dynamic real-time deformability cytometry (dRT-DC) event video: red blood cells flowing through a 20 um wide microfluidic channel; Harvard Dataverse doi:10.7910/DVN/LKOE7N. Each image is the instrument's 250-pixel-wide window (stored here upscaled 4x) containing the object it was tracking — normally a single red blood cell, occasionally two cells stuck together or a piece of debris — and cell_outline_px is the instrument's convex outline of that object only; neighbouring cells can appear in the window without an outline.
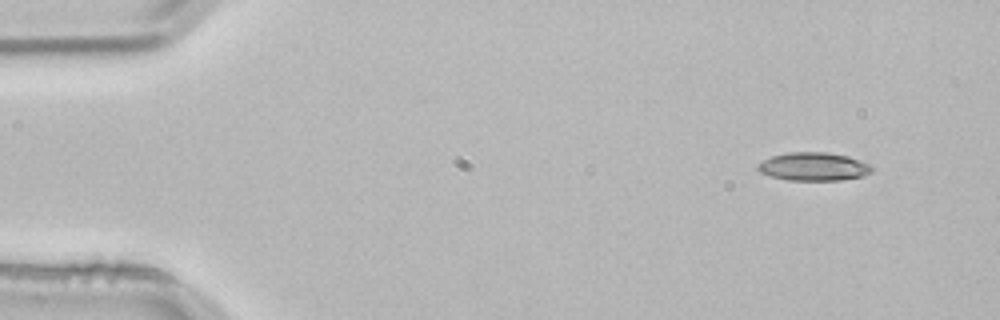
{"species": "common noctule bat (a hibernating species)", "species_latin": "Nyctalus noctula", "temperature_condition": "room temperature", "stored_images_in_passage": 3, "camera_frame_rate_fps": 3000, "um_per_image_px": 0.085, "animal": {"sex": "male", "body_mass_g": 21.5, "forearm_length_mm": 52.0}, "frame": {"image": 1, "passage_image": 1, "time_ms": 0.0, "image_size_px": [1000, 320], "cell_outline_px": [[876, 168], [872, 172], [864, 176], [840, 180], [788, 180], [772, 176], [760, 172], [756, 168], [756, 164], [772, 156], [788, 152], [824, 152], [848, 156], [872, 164]], "centroid_in_image_um": [69.21, 14.16], "position_along_channel_um": 15.8, "area_um2": 18.96}}
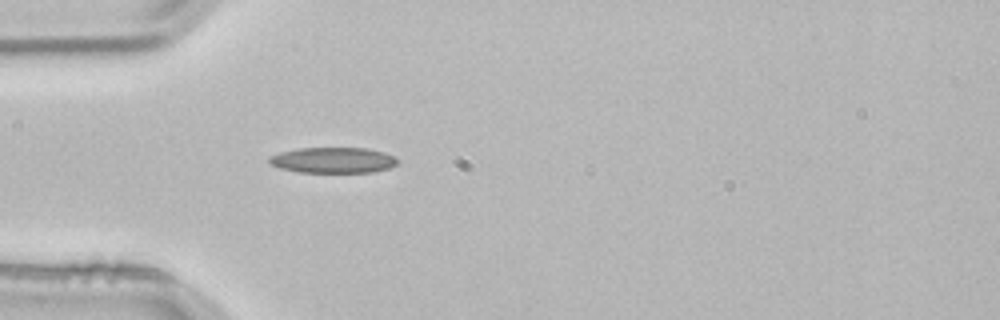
{"frame": {"image": 2, "passage_image": 3, "time_ms": 0.667, "image_size_px": [1000, 320], "cell_outline_px": [[400, 160], [396, 164], [388, 168], [372, 172], [296, 172], [280, 168], [268, 164], [268, 156], [280, 152], [296, 148], [368, 148], [384, 152], [396, 156]], "centroid_in_image_um": [28.29, 13.61], "position_along_channel_um": 56.7, "area_um2": 19.48}}